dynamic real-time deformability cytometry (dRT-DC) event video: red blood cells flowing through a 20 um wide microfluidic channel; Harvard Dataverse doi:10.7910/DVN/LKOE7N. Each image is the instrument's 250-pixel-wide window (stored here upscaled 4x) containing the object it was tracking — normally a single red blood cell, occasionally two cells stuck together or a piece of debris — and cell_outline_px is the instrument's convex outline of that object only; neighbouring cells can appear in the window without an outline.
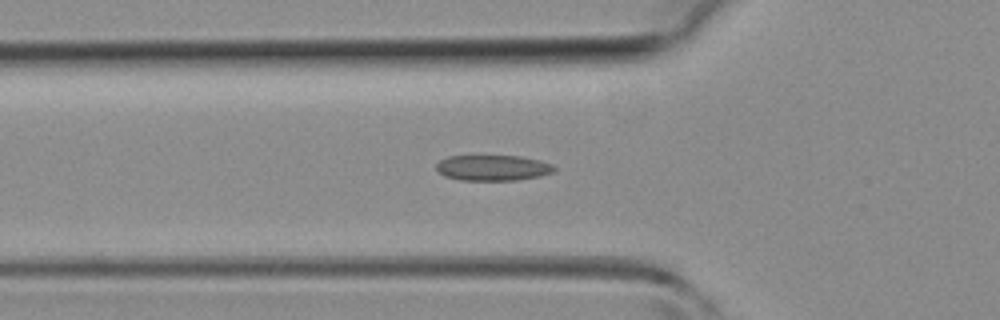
{"species": "common noctule bat (a hibernating species)", "species_latin": "Nyctalus noctula", "temperature_condition": "room temperature", "stored_images_in_passage": 39, "camera_frame_rate_fps": 3000, "um_per_image_px": 0.085, "animal": {"sex": "female", "body_mass_g": 19.3, "forearm_length_mm": 54.1}, "frame": {"image": 1, "passage_image": 9, "time_ms": 2.667, "image_size_px": [1000, 320], "cell_outline_px": [[556, 168], [552, 172], [540, 176], [516, 180], [460, 180], [444, 176], [436, 168], [436, 164], [440, 160], [448, 156], [520, 156], [540, 160], [552, 164]], "centroid_in_image_um": [41.89, 14.26], "position_along_channel_um": 83.9, "area_um2": 17.57}}
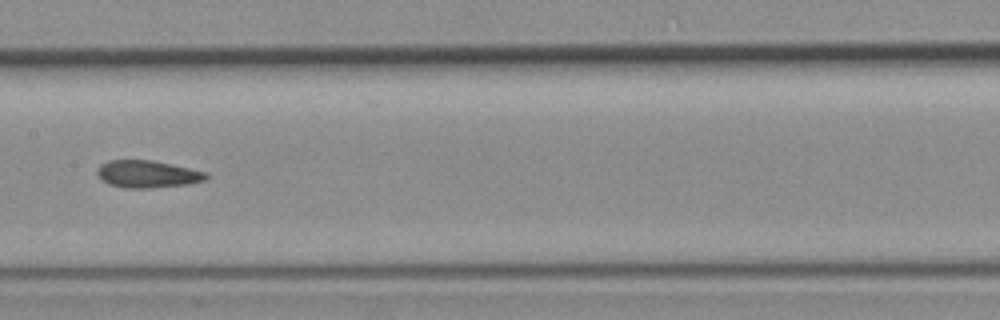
{"frame": {"image": 2, "passage_image": 16, "time_ms": 5.0, "image_size_px": [1000, 320], "cell_outline_px": [[208, 176], [204, 180], [188, 184], [152, 188], [124, 188], [108, 184], [96, 172], [100, 164], [108, 160], [152, 160], [172, 164], [208, 172]], "centroid_in_image_um": [12.54, 14.79], "position_along_channel_um": 194.9, "area_um2": 17.34}}
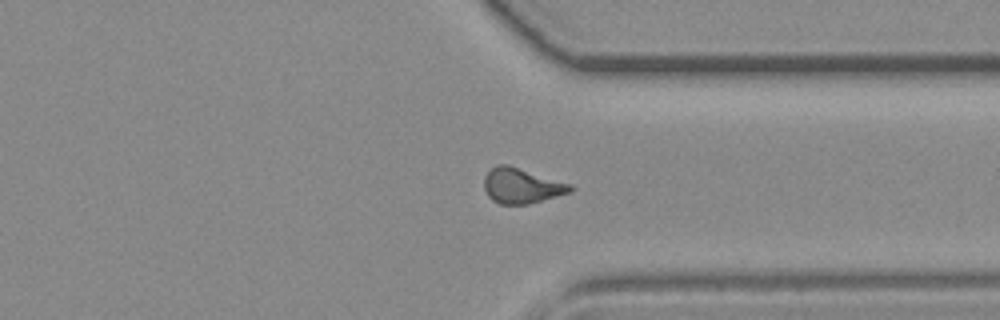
{"frame": {"image": 3, "passage_image": 27, "time_ms": 8.667, "image_size_px": [1000, 320], "cell_outline_px": [[576, 188], [572, 192], [528, 204], [500, 204], [492, 200], [488, 196], [484, 188], [484, 176], [496, 164], [508, 164], [572, 184]], "centroid_in_image_um": [44.36, 15.78], "position_along_channel_um": 367.0, "area_um2": 17.86}}